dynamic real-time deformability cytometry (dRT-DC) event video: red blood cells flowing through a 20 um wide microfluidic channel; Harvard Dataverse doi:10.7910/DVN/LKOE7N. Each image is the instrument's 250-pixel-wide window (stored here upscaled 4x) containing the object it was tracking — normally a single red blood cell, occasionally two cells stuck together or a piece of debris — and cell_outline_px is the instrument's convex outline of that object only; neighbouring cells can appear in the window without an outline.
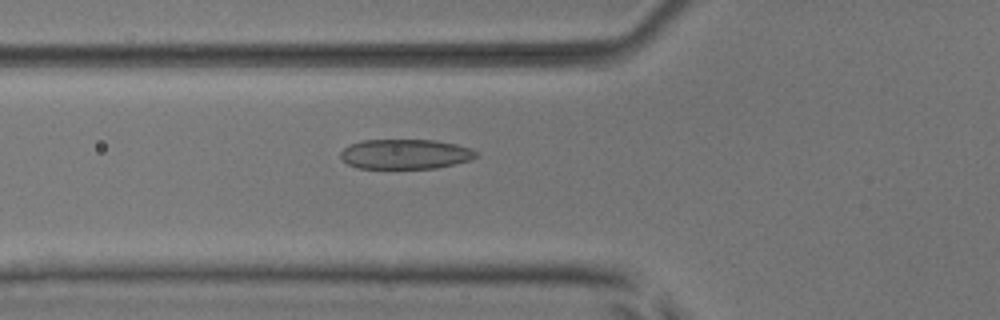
{"species": "common noctule bat (a hibernating species)", "species_latin": "Nyctalus noctula", "temperature_condition": "room temperature", "stored_images_in_passage": 53, "camera_frame_rate_fps": 3000, "um_per_image_px": 0.085, "animal": {"sex": "male", "body_mass_g": 17.9, "forearm_length_mm": 54.2}, "frame": {"image": 1, "passage_image": 19, "time_ms": 6.0, "image_size_px": [1000, 320], "cell_outline_px": [[480, 156], [472, 160], [436, 168], [360, 168], [348, 164], [340, 156], [340, 152], [348, 144], [360, 140], [436, 140], [456, 144], [472, 148]], "centroid_in_image_um": [34.48, 13.09], "position_along_channel_um": 91.3, "area_um2": 23.76}}
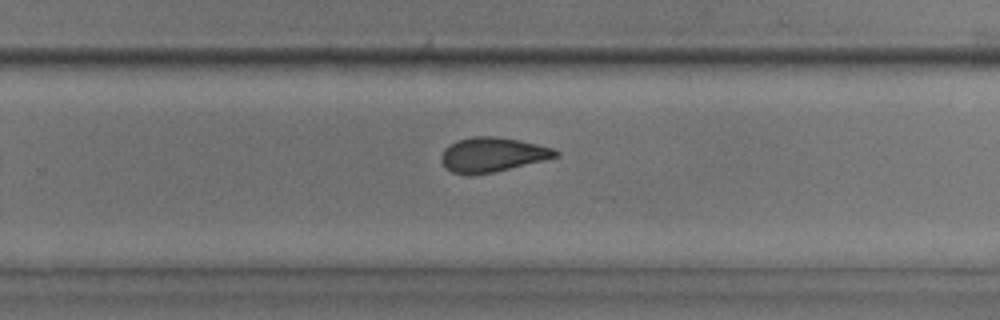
{"frame": {"image": 2, "passage_image": 34, "time_ms": 11.0, "image_size_px": [1000, 320], "cell_outline_px": [[560, 156], [544, 160], [492, 172], [468, 176], [452, 172], [440, 160], [440, 156], [444, 148], [448, 144], [456, 140], [472, 136], [496, 136], [556, 148], [560, 152]], "centroid_in_image_um": [41.83, 13.14], "position_along_channel_um": 288.0, "area_um2": 23.06}}
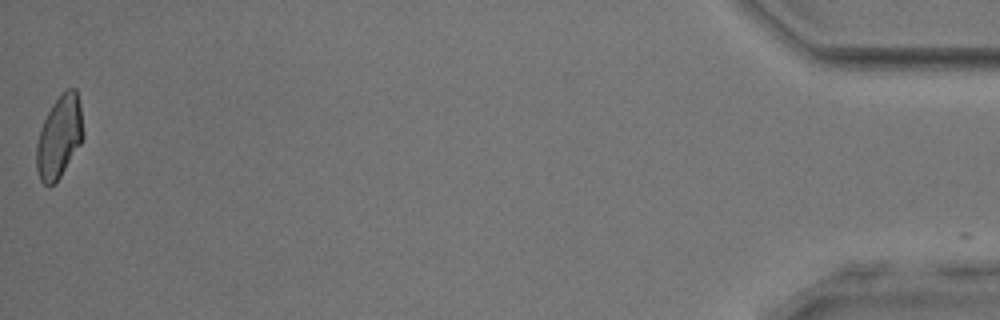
{"frame": {"image": 3, "passage_image": 52, "time_ms": 17.0, "image_size_px": [1000, 320], "cell_outline_px": [[84, 136], [80, 144], [56, 184], [48, 188], [40, 180], [36, 168], [36, 144], [44, 120], [52, 104], [60, 92], [68, 88], [76, 88], [80, 104], [84, 132]], "centroid_in_image_um": [5.04, 11.64], "position_along_channel_um": 430.2, "area_um2": 22.66}}